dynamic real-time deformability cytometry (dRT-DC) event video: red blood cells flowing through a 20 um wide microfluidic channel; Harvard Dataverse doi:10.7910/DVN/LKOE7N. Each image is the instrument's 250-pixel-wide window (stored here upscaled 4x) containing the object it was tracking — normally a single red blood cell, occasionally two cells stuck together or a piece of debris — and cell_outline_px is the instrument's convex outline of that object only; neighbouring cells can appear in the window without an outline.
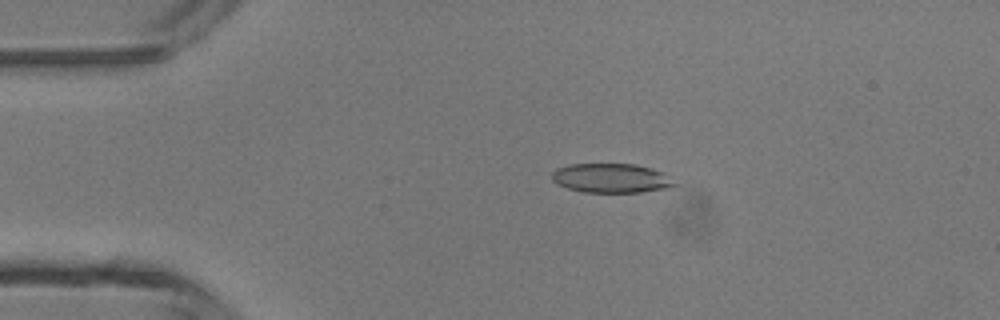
{"species": "common noctule bat (a hibernating species)", "species_latin": "Nyctalus noctula", "temperature_condition": "room temperature", "stored_images_in_passage": 4, "camera_frame_rate_fps": 3000, "um_per_image_px": 0.085, "animal": {"sex": "male", "body_mass_g": 13.3}, "frame": {"image": 1, "passage_image": 3, "time_ms": 2.333, "image_size_px": [1000, 320], "cell_outline_px": [[680, 184], [668, 188], [640, 192], [584, 192], [568, 188], [556, 184], [552, 180], [552, 172], [556, 168], [568, 164], [636, 164], [660, 172]], "centroid_in_image_um": [51.92, 15.14], "position_along_channel_um": 33.1, "area_um2": 20.87}}